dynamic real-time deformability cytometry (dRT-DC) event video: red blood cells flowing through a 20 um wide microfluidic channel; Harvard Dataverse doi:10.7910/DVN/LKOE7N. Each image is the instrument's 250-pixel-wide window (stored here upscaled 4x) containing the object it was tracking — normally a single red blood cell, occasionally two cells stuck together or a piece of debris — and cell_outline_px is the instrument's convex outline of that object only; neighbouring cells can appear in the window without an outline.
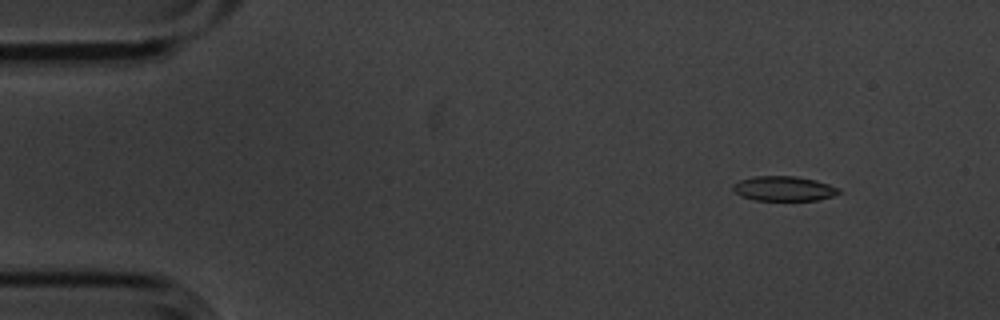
{"species": "common noctule bat (a hibernating species)", "species_latin": "Nyctalus noctula", "temperature_condition": "cold", "stored_images_in_passage": 5, "camera_frame_rate_fps": 3000, "um_per_image_px": 0.085, "animal": {"sex": "male", "body_mass_g": 20.1, "forearm_length_mm": 53.5}, "frame": {"image": 1, "passage_image": 2, "time_ms": 0.333, "image_size_px": [1000, 320], "cell_outline_px": [[840, 192], [832, 196], [816, 200], [756, 200], [740, 196], [732, 192], [732, 184], [740, 180], [756, 176], [796, 176], [816, 180], [840, 188]], "centroid_in_image_um": [66.58, 16.03], "position_along_channel_um": 18.4, "area_um2": 15.32}}
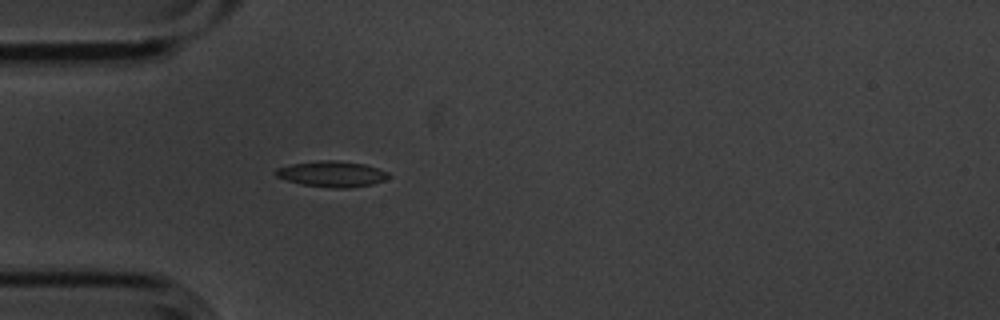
{"frame": {"image": 2, "passage_image": 5, "time_ms": 1.333, "image_size_px": [1000, 320], "cell_outline_px": [[392, 176], [384, 180], [372, 184], [348, 188], [332, 188], [300, 184], [276, 176], [272, 172], [276, 168], [292, 164], [320, 160], [336, 160], [364, 164], [388, 172]], "centroid_in_image_um": [28.2, 14.79], "position_along_channel_um": 56.8, "area_um2": 16.99}}